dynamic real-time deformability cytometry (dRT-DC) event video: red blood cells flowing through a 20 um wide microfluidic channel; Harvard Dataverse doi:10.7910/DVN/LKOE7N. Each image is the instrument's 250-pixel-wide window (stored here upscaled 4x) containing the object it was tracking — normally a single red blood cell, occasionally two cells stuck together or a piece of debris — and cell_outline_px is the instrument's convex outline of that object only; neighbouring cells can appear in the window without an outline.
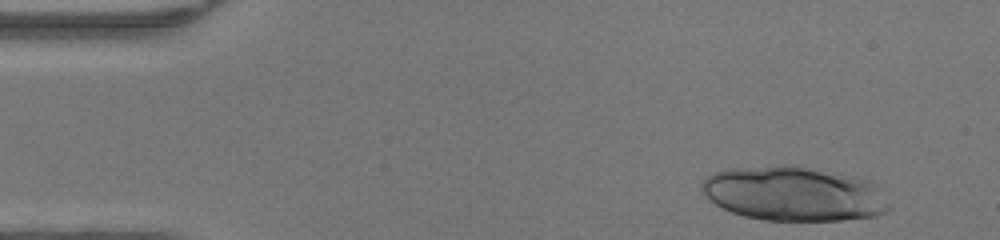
{"species": "human", "species_latin": "Homo sapiens", "temperature_condition": "warm", "stored_images_in_passage": 45, "camera_frame_rate_fps": 3000, "um_per_image_px": 0.085, "donor": {"sex": "female"}, "frame": {"image": 1, "passage_image": 2, "time_ms": 0.333, "image_size_px": [1000, 240], "cell_outline_px": [[892, 208], [888, 212], [876, 216], [844, 220], [764, 220], [744, 216], [732, 212], [716, 204], [700, 192], [700, 184], [712, 172], [732, 168], [784, 164], [796, 164], [852, 176], [868, 180], [876, 184]], "centroid_in_image_um": [67.48, 16.45], "position_along_channel_um": 17.5, "area_um2": 60.05}}